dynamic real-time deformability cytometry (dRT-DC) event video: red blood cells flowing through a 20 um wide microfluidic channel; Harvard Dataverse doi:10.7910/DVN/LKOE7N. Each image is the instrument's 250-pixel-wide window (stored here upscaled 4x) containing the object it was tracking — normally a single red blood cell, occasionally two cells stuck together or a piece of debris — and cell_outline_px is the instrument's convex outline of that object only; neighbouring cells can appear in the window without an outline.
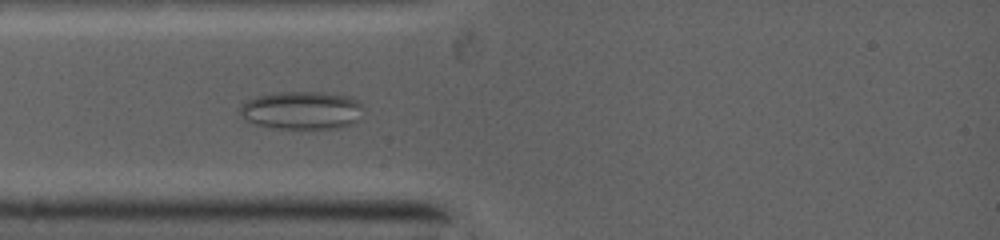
{"species": "common noctule bat (a hibernating species)", "species_latin": "Nyctalus noctula", "temperature_condition": "warm", "stored_images_in_passage": 44, "camera_frame_rate_fps": 5000, "um_per_image_px": 0.085, "animal": {"sex": "female", "body_mass_g": 19.0, "forearm_length_mm": 53.3}, "frame": {"image": 1, "passage_image": 21, "time_ms": 2.8, "image_size_px": [1000, 240], "cell_outline_px": [[356, 120], [352, 124], [336, 128], [280, 128], [256, 124], [248, 120], [244, 116], [240, 108], [248, 100], [260, 96], [284, 92], [320, 92], [344, 96], [352, 100], [356, 104]], "centroid_in_image_um": [25.57, 9.39], "position_along_channel_um": 59.4, "area_um2": 25.78}}
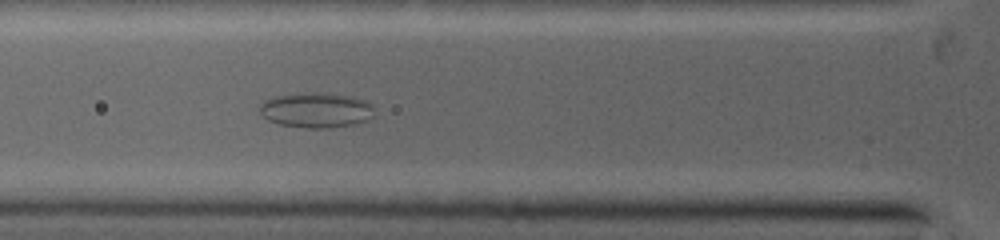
{"frame": {"image": 2, "passage_image": 29, "time_ms": 3.8, "image_size_px": [1000, 240], "cell_outline_px": [[372, 116], [364, 120], [352, 124], [324, 128], [308, 128], [280, 124], [268, 120], [260, 112], [260, 108], [268, 100], [276, 96], [340, 96], [364, 100], [372, 108]], "centroid_in_image_um": [26.85, 9.44], "position_along_channel_um": 98.9, "area_um2": 21.39}}
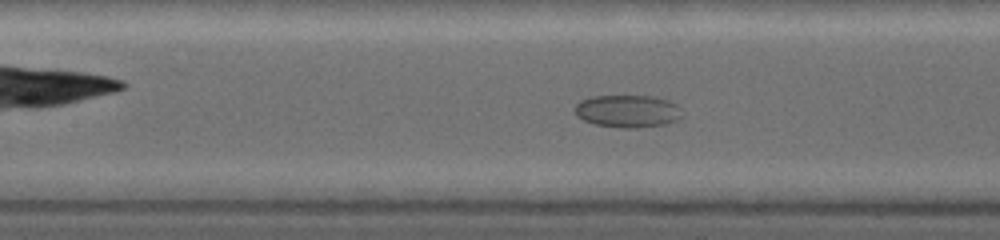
{"frame": {"image": 3, "passage_image": 40, "time_ms": 5.2, "image_size_px": [1000, 240], "cell_outline_px": [[672, 120], [664, 124], [632, 128], [624, 128], [596, 124], [584, 120], [576, 116], [576, 104], [580, 100], [596, 96], [648, 96], [664, 100], [672, 104]], "centroid_in_image_um": [53.11, 9.44], "position_along_channel_um": 154.3, "area_um2": 18.9}}